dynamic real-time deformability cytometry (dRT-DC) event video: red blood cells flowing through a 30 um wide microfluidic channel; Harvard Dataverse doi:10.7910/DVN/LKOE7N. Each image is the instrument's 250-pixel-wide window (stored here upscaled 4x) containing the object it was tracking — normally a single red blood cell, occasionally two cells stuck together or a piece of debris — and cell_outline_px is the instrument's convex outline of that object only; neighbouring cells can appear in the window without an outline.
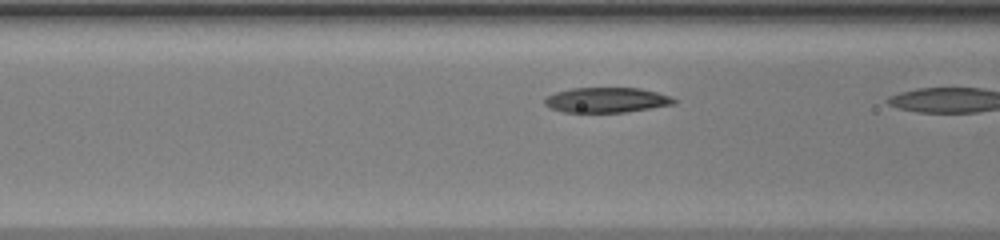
{"species": "common noctule bat (a hibernating species)", "species_latin": "Nyctalus noctula", "temperature_condition": "warm", "stored_images_in_passage": 9, "camera_frame_rate_fps": 3000, "um_per_image_px": 0.085, "animal": {"sex": "female", "body_mass_g": 20.0, "forearm_length_mm": 54.0}, "frame": {"image": 1, "passage_image": 8, "time_ms": 2.333, "image_size_px": [1000, 240], "cell_outline_px": [[676, 104], [624, 112], [564, 112], [552, 108], [544, 104], [544, 100], [548, 96], [556, 92], [572, 88], [640, 88], [656, 92], [668, 96], [676, 100]], "centroid_in_image_um": [51.55, 8.5], "position_along_channel_um": 115.0, "area_um2": 18.67}}